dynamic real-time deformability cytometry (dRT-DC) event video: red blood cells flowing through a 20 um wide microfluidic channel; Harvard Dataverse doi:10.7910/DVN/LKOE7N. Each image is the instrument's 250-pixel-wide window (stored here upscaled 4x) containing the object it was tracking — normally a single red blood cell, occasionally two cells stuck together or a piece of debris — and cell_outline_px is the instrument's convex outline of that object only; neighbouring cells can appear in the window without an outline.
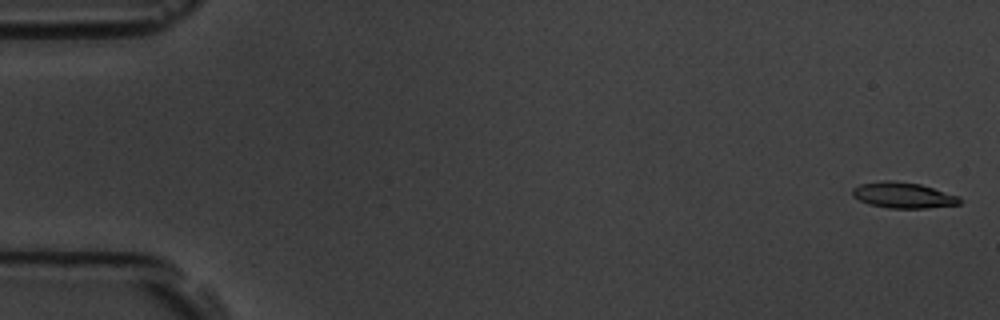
{"species": "common noctule bat (a hibernating species)", "species_latin": "Nyctalus noctula", "temperature_condition": "room temperature", "stored_images_in_passage": 9, "camera_frame_rate_fps": 3000, "um_per_image_px": 0.085, "animal": {"sex": "male", "body_mass_g": 19.5, "forearm_length_mm": 54.6}, "frame": {"image": 1, "passage_image": 1, "time_ms": 0.0, "image_size_px": [1000, 320], "cell_outline_px": [[964, 200], [960, 204], [928, 208], [888, 208], [868, 204], [852, 196], [852, 188], [860, 184], [884, 180], [892, 180], [920, 184], [960, 196]], "centroid_in_image_um": [76.79, 16.59], "position_along_channel_um": 8.2, "area_um2": 16.3}}
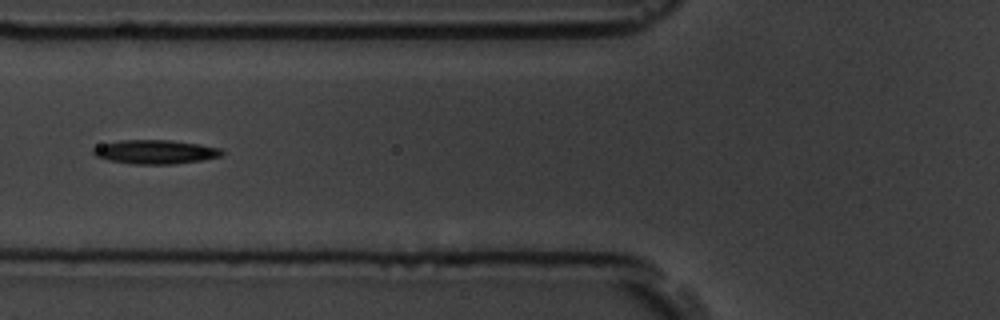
{"frame": {"image": 2, "passage_image": 7, "time_ms": 7.0, "image_size_px": [1000, 320], "cell_outline_px": [[224, 152], [220, 156], [200, 160], [172, 164], [132, 164], [108, 160], [96, 156], [92, 152], [92, 148], [104, 144], [120, 140], [172, 140], [200, 144], [220, 148]], "centroid_in_image_um": [13.19, 12.9], "position_along_channel_um": 112.6, "area_um2": 17.86}}
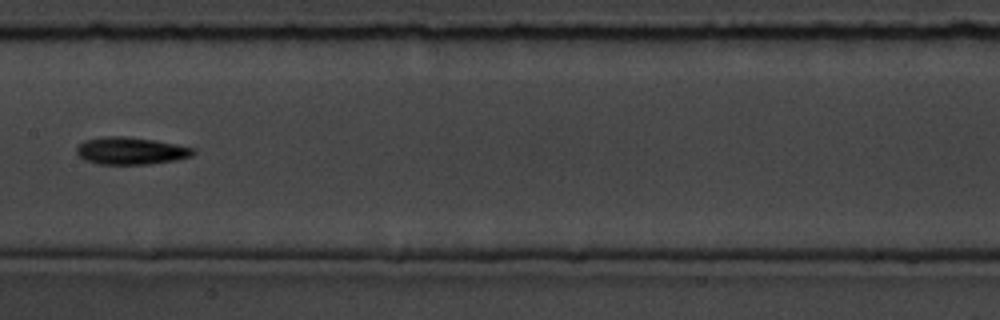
{"frame": {"image": 3, "passage_image": 9, "time_ms": 9.333, "image_size_px": [1000, 320], "cell_outline_px": [[196, 152], [192, 156], [176, 160], [148, 164], [96, 164], [84, 160], [76, 152], [76, 148], [84, 140], [104, 136], [124, 136], [152, 140], [176, 144], [196, 148]], "centroid_in_image_um": [11.12, 12.82], "position_along_channel_um": 196.3, "area_um2": 18.61}}